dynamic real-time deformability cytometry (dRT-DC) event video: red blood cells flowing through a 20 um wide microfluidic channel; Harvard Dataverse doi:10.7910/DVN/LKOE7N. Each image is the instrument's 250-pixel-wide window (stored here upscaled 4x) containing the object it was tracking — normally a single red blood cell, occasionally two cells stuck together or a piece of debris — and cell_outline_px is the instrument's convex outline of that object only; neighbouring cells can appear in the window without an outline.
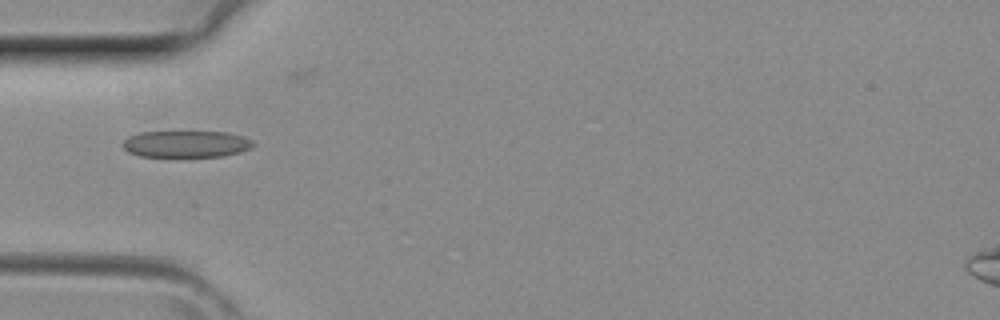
{"species": "common noctule bat (a hibernating species)", "species_latin": "Nyctalus noctula", "temperature_condition": "room temperature", "stored_images_in_passage": 5, "camera_frame_rate_fps": 3000, "um_per_image_px": 0.085, "animal": {"sex": "female", "body_mass_g": 29.2, "forearm_length_mm": 56.3}, "frame": {"image": 1, "passage_image": 5, "time_ms": 1.333, "image_size_px": [1000, 320], "cell_outline_px": [[256, 144], [252, 148], [240, 152], [224, 156], [180, 160], [176, 160], [140, 156], [128, 152], [120, 144], [128, 136], [140, 132], [228, 132], [244, 136], [252, 140]], "centroid_in_image_um": [15.81, 12.3], "position_along_channel_um": 69.2, "area_um2": 21.68}}